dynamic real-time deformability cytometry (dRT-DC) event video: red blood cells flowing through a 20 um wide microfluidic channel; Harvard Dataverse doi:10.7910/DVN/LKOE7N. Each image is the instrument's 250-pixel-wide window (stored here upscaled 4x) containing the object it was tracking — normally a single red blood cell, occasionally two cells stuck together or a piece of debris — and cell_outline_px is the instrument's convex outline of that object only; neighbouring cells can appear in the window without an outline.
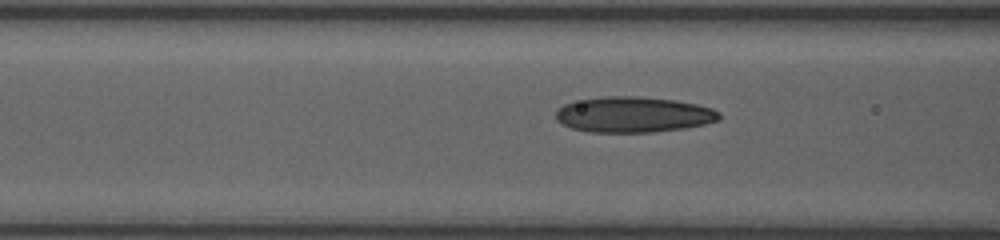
{"species": "human", "species_latin": "Homo sapiens", "temperature_condition": "room temperature", "stored_images_in_passage": 25, "segment_of_instrument_passage": [2, 2], "camera_frame_rate_fps": 3000, "um_per_image_px": 0.085, "donor": {"sex": "female"}, "frame": {"image": 1, "passage_image": 20, "time_ms": 6.667, "image_size_px": [1000, 240], "cell_outline_px": [[720, 120], [704, 124], [684, 128], [652, 132], [588, 132], [572, 128], [556, 120], [556, 108], [564, 104], [604, 96], [636, 96], [676, 100], [696, 104], [712, 108], [720, 112]], "centroid_in_image_um": [53.85, 9.74], "position_along_channel_um": 112.7, "area_um2": 33.87}}